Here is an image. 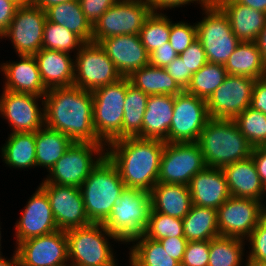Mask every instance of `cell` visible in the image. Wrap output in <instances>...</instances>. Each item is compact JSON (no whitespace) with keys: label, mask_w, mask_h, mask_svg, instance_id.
<instances>
[{"label":"cell","mask_w":266,"mask_h":266,"mask_svg":"<svg viewBox=\"0 0 266 266\" xmlns=\"http://www.w3.org/2000/svg\"><path fill=\"white\" fill-rule=\"evenodd\" d=\"M45 126L73 142L103 143L93 125V94L79 87L49 89L44 95Z\"/></svg>","instance_id":"1"},{"label":"cell","mask_w":266,"mask_h":266,"mask_svg":"<svg viewBox=\"0 0 266 266\" xmlns=\"http://www.w3.org/2000/svg\"><path fill=\"white\" fill-rule=\"evenodd\" d=\"M164 144L158 139L126 137L107 144L106 156L126 187L150 192L158 183Z\"/></svg>","instance_id":"2"},{"label":"cell","mask_w":266,"mask_h":266,"mask_svg":"<svg viewBox=\"0 0 266 266\" xmlns=\"http://www.w3.org/2000/svg\"><path fill=\"white\" fill-rule=\"evenodd\" d=\"M208 168H223L251 157L253 146L234 119L210 118L197 140Z\"/></svg>","instance_id":"3"},{"label":"cell","mask_w":266,"mask_h":266,"mask_svg":"<svg viewBox=\"0 0 266 266\" xmlns=\"http://www.w3.org/2000/svg\"><path fill=\"white\" fill-rule=\"evenodd\" d=\"M116 166L105 156L79 187L91 223H104L125 188Z\"/></svg>","instance_id":"4"},{"label":"cell","mask_w":266,"mask_h":266,"mask_svg":"<svg viewBox=\"0 0 266 266\" xmlns=\"http://www.w3.org/2000/svg\"><path fill=\"white\" fill-rule=\"evenodd\" d=\"M150 211V192L125 187L103 225L127 245L145 233Z\"/></svg>","instance_id":"5"},{"label":"cell","mask_w":266,"mask_h":266,"mask_svg":"<svg viewBox=\"0 0 266 266\" xmlns=\"http://www.w3.org/2000/svg\"><path fill=\"white\" fill-rule=\"evenodd\" d=\"M65 233L69 266H109L118 260L110 240L121 242L102 223H91Z\"/></svg>","instance_id":"6"},{"label":"cell","mask_w":266,"mask_h":266,"mask_svg":"<svg viewBox=\"0 0 266 266\" xmlns=\"http://www.w3.org/2000/svg\"><path fill=\"white\" fill-rule=\"evenodd\" d=\"M126 92L127 77L92 91L94 131L105 145L122 139Z\"/></svg>","instance_id":"7"},{"label":"cell","mask_w":266,"mask_h":266,"mask_svg":"<svg viewBox=\"0 0 266 266\" xmlns=\"http://www.w3.org/2000/svg\"><path fill=\"white\" fill-rule=\"evenodd\" d=\"M106 156L104 143L73 142L48 171L44 181L62 186L80 187Z\"/></svg>","instance_id":"8"},{"label":"cell","mask_w":266,"mask_h":266,"mask_svg":"<svg viewBox=\"0 0 266 266\" xmlns=\"http://www.w3.org/2000/svg\"><path fill=\"white\" fill-rule=\"evenodd\" d=\"M200 9L204 17L196 22L197 39L208 62L224 65L241 41L233 33L226 14L213 0Z\"/></svg>","instance_id":"9"},{"label":"cell","mask_w":266,"mask_h":266,"mask_svg":"<svg viewBox=\"0 0 266 266\" xmlns=\"http://www.w3.org/2000/svg\"><path fill=\"white\" fill-rule=\"evenodd\" d=\"M73 86L87 91L118 81L122 76L97 42H85L74 55Z\"/></svg>","instance_id":"10"},{"label":"cell","mask_w":266,"mask_h":266,"mask_svg":"<svg viewBox=\"0 0 266 266\" xmlns=\"http://www.w3.org/2000/svg\"><path fill=\"white\" fill-rule=\"evenodd\" d=\"M151 10L146 0H119L93 25V42L118 35L139 34Z\"/></svg>","instance_id":"11"},{"label":"cell","mask_w":266,"mask_h":266,"mask_svg":"<svg viewBox=\"0 0 266 266\" xmlns=\"http://www.w3.org/2000/svg\"><path fill=\"white\" fill-rule=\"evenodd\" d=\"M197 142L167 143L162 152L158 183L188 185L190 180L206 168Z\"/></svg>","instance_id":"12"},{"label":"cell","mask_w":266,"mask_h":266,"mask_svg":"<svg viewBox=\"0 0 266 266\" xmlns=\"http://www.w3.org/2000/svg\"><path fill=\"white\" fill-rule=\"evenodd\" d=\"M1 116L11 127L10 133L37 132L45 126L44 96L3 89L0 95Z\"/></svg>","instance_id":"13"},{"label":"cell","mask_w":266,"mask_h":266,"mask_svg":"<svg viewBox=\"0 0 266 266\" xmlns=\"http://www.w3.org/2000/svg\"><path fill=\"white\" fill-rule=\"evenodd\" d=\"M209 119L206 100L185 91L175 95L168 143L197 142Z\"/></svg>","instance_id":"14"},{"label":"cell","mask_w":266,"mask_h":266,"mask_svg":"<svg viewBox=\"0 0 266 266\" xmlns=\"http://www.w3.org/2000/svg\"><path fill=\"white\" fill-rule=\"evenodd\" d=\"M46 21V11L31 4L20 6L0 39H9L16 55H34L42 49Z\"/></svg>","instance_id":"15"},{"label":"cell","mask_w":266,"mask_h":266,"mask_svg":"<svg viewBox=\"0 0 266 266\" xmlns=\"http://www.w3.org/2000/svg\"><path fill=\"white\" fill-rule=\"evenodd\" d=\"M256 79L228 74L224 82L206 101L208 114L214 119H235L247 107Z\"/></svg>","instance_id":"16"},{"label":"cell","mask_w":266,"mask_h":266,"mask_svg":"<svg viewBox=\"0 0 266 266\" xmlns=\"http://www.w3.org/2000/svg\"><path fill=\"white\" fill-rule=\"evenodd\" d=\"M265 214L260 201L230 196L217 209L219 234L246 240Z\"/></svg>","instance_id":"17"},{"label":"cell","mask_w":266,"mask_h":266,"mask_svg":"<svg viewBox=\"0 0 266 266\" xmlns=\"http://www.w3.org/2000/svg\"><path fill=\"white\" fill-rule=\"evenodd\" d=\"M39 186L49 198L58 230L68 231L91 224L79 187L62 186L44 180Z\"/></svg>","instance_id":"18"},{"label":"cell","mask_w":266,"mask_h":266,"mask_svg":"<svg viewBox=\"0 0 266 266\" xmlns=\"http://www.w3.org/2000/svg\"><path fill=\"white\" fill-rule=\"evenodd\" d=\"M23 266H67L68 248L65 231L32 237L14 248Z\"/></svg>","instance_id":"19"},{"label":"cell","mask_w":266,"mask_h":266,"mask_svg":"<svg viewBox=\"0 0 266 266\" xmlns=\"http://www.w3.org/2000/svg\"><path fill=\"white\" fill-rule=\"evenodd\" d=\"M37 187L15 223V245L26 239L47 235L58 230L49 198L40 186Z\"/></svg>","instance_id":"20"},{"label":"cell","mask_w":266,"mask_h":266,"mask_svg":"<svg viewBox=\"0 0 266 266\" xmlns=\"http://www.w3.org/2000/svg\"><path fill=\"white\" fill-rule=\"evenodd\" d=\"M122 77L149 64V54L141 43L139 34L118 35L99 43Z\"/></svg>","instance_id":"21"},{"label":"cell","mask_w":266,"mask_h":266,"mask_svg":"<svg viewBox=\"0 0 266 266\" xmlns=\"http://www.w3.org/2000/svg\"><path fill=\"white\" fill-rule=\"evenodd\" d=\"M19 61L1 62L0 72L4 75L3 89L44 96V86L34 55H18Z\"/></svg>","instance_id":"22"},{"label":"cell","mask_w":266,"mask_h":266,"mask_svg":"<svg viewBox=\"0 0 266 266\" xmlns=\"http://www.w3.org/2000/svg\"><path fill=\"white\" fill-rule=\"evenodd\" d=\"M192 204L218 209L231 195L222 168H208L198 172L189 182Z\"/></svg>","instance_id":"23"},{"label":"cell","mask_w":266,"mask_h":266,"mask_svg":"<svg viewBox=\"0 0 266 266\" xmlns=\"http://www.w3.org/2000/svg\"><path fill=\"white\" fill-rule=\"evenodd\" d=\"M72 56V57H71ZM41 80L47 90L70 87L74 81V57L70 53L42 48L34 54Z\"/></svg>","instance_id":"24"},{"label":"cell","mask_w":266,"mask_h":266,"mask_svg":"<svg viewBox=\"0 0 266 266\" xmlns=\"http://www.w3.org/2000/svg\"><path fill=\"white\" fill-rule=\"evenodd\" d=\"M226 14L235 36L242 42H255L266 23V13L233 0H213Z\"/></svg>","instance_id":"25"},{"label":"cell","mask_w":266,"mask_h":266,"mask_svg":"<svg viewBox=\"0 0 266 266\" xmlns=\"http://www.w3.org/2000/svg\"><path fill=\"white\" fill-rule=\"evenodd\" d=\"M222 170L231 196L261 202L263 184L251 157L226 165Z\"/></svg>","instance_id":"26"},{"label":"cell","mask_w":266,"mask_h":266,"mask_svg":"<svg viewBox=\"0 0 266 266\" xmlns=\"http://www.w3.org/2000/svg\"><path fill=\"white\" fill-rule=\"evenodd\" d=\"M174 101L175 95H149L142 123L143 139H158L168 143Z\"/></svg>","instance_id":"27"},{"label":"cell","mask_w":266,"mask_h":266,"mask_svg":"<svg viewBox=\"0 0 266 266\" xmlns=\"http://www.w3.org/2000/svg\"><path fill=\"white\" fill-rule=\"evenodd\" d=\"M151 210L183 219L192 205L188 185L157 183L150 191Z\"/></svg>","instance_id":"28"},{"label":"cell","mask_w":266,"mask_h":266,"mask_svg":"<svg viewBox=\"0 0 266 266\" xmlns=\"http://www.w3.org/2000/svg\"><path fill=\"white\" fill-rule=\"evenodd\" d=\"M0 147V157L8 167L27 170L36 167L35 132L10 133Z\"/></svg>","instance_id":"29"},{"label":"cell","mask_w":266,"mask_h":266,"mask_svg":"<svg viewBox=\"0 0 266 266\" xmlns=\"http://www.w3.org/2000/svg\"><path fill=\"white\" fill-rule=\"evenodd\" d=\"M224 67L230 75L248 76L256 80L266 77V62L256 42H240Z\"/></svg>","instance_id":"30"},{"label":"cell","mask_w":266,"mask_h":266,"mask_svg":"<svg viewBox=\"0 0 266 266\" xmlns=\"http://www.w3.org/2000/svg\"><path fill=\"white\" fill-rule=\"evenodd\" d=\"M130 84L148 95H178L184 90L165 68L147 64L128 76Z\"/></svg>","instance_id":"31"},{"label":"cell","mask_w":266,"mask_h":266,"mask_svg":"<svg viewBox=\"0 0 266 266\" xmlns=\"http://www.w3.org/2000/svg\"><path fill=\"white\" fill-rule=\"evenodd\" d=\"M47 20L57 23L78 35L84 42L93 41V26L86 19L79 0H71L49 7Z\"/></svg>","instance_id":"32"},{"label":"cell","mask_w":266,"mask_h":266,"mask_svg":"<svg viewBox=\"0 0 266 266\" xmlns=\"http://www.w3.org/2000/svg\"><path fill=\"white\" fill-rule=\"evenodd\" d=\"M72 143L66 134L42 127L35 132L36 167H42L48 172Z\"/></svg>","instance_id":"33"},{"label":"cell","mask_w":266,"mask_h":266,"mask_svg":"<svg viewBox=\"0 0 266 266\" xmlns=\"http://www.w3.org/2000/svg\"><path fill=\"white\" fill-rule=\"evenodd\" d=\"M182 222L184 237L188 241L212 240L220 236L217 209L192 204Z\"/></svg>","instance_id":"34"},{"label":"cell","mask_w":266,"mask_h":266,"mask_svg":"<svg viewBox=\"0 0 266 266\" xmlns=\"http://www.w3.org/2000/svg\"><path fill=\"white\" fill-rule=\"evenodd\" d=\"M129 266H180V263L169 256L162 244L141 235L128 245Z\"/></svg>","instance_id":"35"},{"label":"cell","mask_w":266,"mask_h":266,"mask_svg":"<svg viewBox=\"0 0 266 266\" xmlns=\"http://www.w3.org/2000/svg\"><path fill=\"white\" fill-rule=\"evenodd\" d=\"M149 95L137 89L127 77V92L122 122V138H142V123Z\"/></svg>","instance_id":"36"},{"label":"cell","mask_w":266,"mask_h":266,"mask_svg":"<svg viewBox=\"0 0 266 266\" xmlns=\"http://www.w3.org/2000/svg\"><path fill=\"white\" fill-rule=\"evenodd\" d=\"M245 243L243 239L226 236L209 240L208 266H248L247 261H243Z\"/></svg>","instance_id":"37"},{"label":"cell","mask_w":266,"mask_h":266,"mask_svg":"<svg viewBox=\"0 0 266 266\" xmlns=\"http://www.w3.org/2000/svg\"><path fill=\"white\" fill-rule=\"evenodd\" d=\"M227 75L224 65L207 62L192 75L190 83L184 91L207 101L224 82Z\"/></svg>","instance_id":"38"},{"label":"cell","mask_w":266,"mask_h":266,"mask_svg":"<svg viewBox=\"0 0 266 266\" xmlns=\"http://www.w3.org/2000/svg\"><path fill=\"white\" fill-rule=\"evenodd\" d=\"M171 19L165 13H150L139 32L141 43L148 54L169 42Z\"/></svg>","instance_id":"39"},{"label":"cell","mask_w":266,"mask_h":266,"mask_svg":"<svg viewBox=\"0 0 266 266\" xmlns=\"http://www.w3.org/2000/svg\"><path fill=\"white\" fill-rule=\"evenodd\" d=\"M85 42L67 28L50 21L44 25L42 48L63 51L75 55Z\"/></svg>","instance_id":"40"},{"label":"cell","mask_w":266,"mask_h":266,"mask_svg":"<svg viewBox=\"0 0 266 266\" xmlns=\"http://www.w3.org/2000/svg\"><path fill=\"white\" fill-rule=\"evenodd\" d=\"M234 121L241 134L253 146H266V115L247 107Z\"/></svg>","instance_id":"41"},{"label":"cell","mask_w":266,"mask_h":266,"mask_svg":"<svg viewBox=\"0 0 266 266\" xmlns=\"http://www.w3.org/2000/svg\"><path fill=\"white\" fill-rule=\"evenodd\" d=\"M143 235L157 241L167 237H184L182 219L151 210Z\"/></svg>","instance_id":"42"},{"label":"cell","mask_w":266,"mask_h":266,"mask_svg":"<svg viewBox=\"0 0 266 266\" xmlns=\"http://www.w3.org/2000/svg\"><path fill=\"white\" fill-rule=\"evenodd\" d=\"M250 246L246 253L248 266H259L266 264V214L261 218L259 224L246 239Z\"/></svg>","instance_id":"43"},{"label":"cell","mask_w":266,"mask_h":266,"mask_svg":"<svg viewBox=\"0 0 266 266\" xmlns=\"http://www.w3.org/2000/svg\"><path fill=\"white\" fill-rule=\"evenodd\" d=\"M197 39L196 22L193 25L188 21L171 20L169 42L177 55L183 53Z\"/></svg>","instance_id":"44"},{"label":"cell","mask_w":266,"mask_h":266,"mask_svg":"<svg viewBox=\"0 0 266 266\" xmlns=\"http://www.w3.org/2000/svg\"><path fill=\"white\" fill-rule=\"evenodd\" d=\"M209 240L188 241L180 266H208Z\"/></svg>","instance_id":"45"},{"label":"cell","mask_w":266,"mask_h":266,"mask_svg":"<svg viewBox=\"0 0 266 266\" xmlns=\"http://www.w3.org/2000/svg\"><path fill=\"white\" fill-rule=\"evenodd\" d=\"M178 56L187 66L188 72H191L192 74L197 72L208 62L203 46L198 39Z\"/></svg>","instance_id":"46"},{"label":"cell","mask_w":266,"mask_h":266,"mask_svg":"<svg viewBox=\"0 0 266 266\" xmlns=\"http://www.w3.org/2000/svg\"><path fill=\"white\" fill-rule=\"evenodd\" d=\"M119 0H79L81 10L93 26L96 21Z\"/></svg>","instance_id":"47"},{"label":"cell","mask_w":266,"mask_h":266,"mask_svg":"<svg viewBox=\"0 0 266 266\" xmlns=\"http://www.w3.org/2000/svg\"><path fill=\"white\" fill-rule=\"evenodd\" d=\"M165 70L183 90L187 88L193 75L188 72L187 66L179 56L169 63Z\"/></svg>","instance_id":"48"},{"label":"cell","mask_w":266,"mask_h":266,"mask_svg":"<svg viewBox=\"0 0 266 266\" xmlns=\"http://www.w3.org/2000/svg\"><path fill=\"white\" fill-rule=\"evenodd\" d=\"M210 1L211 0H146L152 13H164L166 9H175L194 2L195 5L197 3V5L199 4L200 7H202L207 5Z\"/></svg>","instance_id":"49"},{"label":"cell","mask_w":266,"mask_h":266,"mask_svg":"<svg viewBox=\"0 0 266 266\" xmlns=\"http://www.w3.org/2000/svg\"><path fill=\"white\" fill-rule=\"evenodd\" d=\"M176 57H178V55L171 47L170 42H165V44L149 54V64L156 67L165 68Z\"/></svg>","instance_id":"50"},{"label":"cell","mask_w":266,"mask_h":266,"mask_svg":"<svg viewBox=\"0 0 266 266\" xmlns=\"http://www.w3.org/2000/svg\"><path fill=\"white\" fill-rule=\"evenodd\" d=\"M159 242L169 253V256L181 264L188 240L185 237H167L159 240Z\"/></svg>","instance_id":"51"},{"label":"cell","mask_w":266,"mask_h":266,"mask_svg":"<svg viewBox=\"0 0 266 266\" xmlns=\"http://www.w3.org/2000/svg\"><path fill=\"white\" fill-rule=\"evenodd\" d=\"M250 107L266 115V77L256 80Z\"/></svg>","instance_id":"52"},{"label":"cell","mask_w":266,"mask_h":266,"mask_svg":"<svg viewBox=\"0 0 266 266\" xmlns=\"http://www.w3.org/2000/svg\"><path fill=\"white\" fill-rule=\"evenodd\" d=\"M19 7L13 0H0V37L9 28Z\"/></svg>","instance_id":"53"},{"label":"cell","mask_w":266,"mask_h":266,"mask_svg":"<svg viewBox=\"0 0 266 266\" xmlns=\"http://www.w3.org/2000/svg\"><path fill=\"white\" fill-rule=\"evenodd\" d=\"M251 158L264 185L266 183V146L253 147Z\"/></svg>","instance_id":"54"},{"label":"cell","mask_w":266,"mask_h":266,"mask_svg":"<svg viewBox=\"0 0 266 266\" xmlns=\"http://www.w3.org/2000/svg\"><path fill=\"white\" fill-rule=\"evenodd\" d=\"M234 2L248 6L252 9H256L266 13V0H233Z\"/></svg>","instance_id":"55"},{"label":"cell","mask_w":266,"mask_h":266,"mask_svg":"<svg viewBox=\"0 0 266 266\" xmlns=\"http://www.w3.org/2000/svg\"><path fill=\"white\" fill-rule=\"evenodd\" d=\"M71 0H30L32 6L38 7L46 11L49 7L58 5L60 3L68 2Z\"/></svg>","instance_id":"56"},{"label":"cell","mask_w":266,"mask_h":266,"mask_svg":"<svg viewBox=\"0 0 266 266\" xmlns=\"http://www.w3.org/2000/svg\"><path fill=\"white\" fill-rule=\"evenodd\" d=\"M255 42L263 60L266 62V23L264 28L260 31Z\"/></svg>","instance_id":"57"},{"label":"cell","mask_w":266,"mask_h":266,"mask_svg":"<svg viewBox=\"0 0 266 266\" xmlns=\"http://www.w3.org/2000/svg\"><path fill=\"white\" fill-rule=\"evenodd\" d=\"M13 252V256L8 260L7 257L0 256V266H23L16 250Z\"/></svg>","instance_id":"58"},{"label":"cell","mask_w":266,"mask_h":266,"mask_svg":"<svg viewBox=\"0 0 266 266\" xmlns=\"http://www.w3.org/2000/svg\"><path fill=\"white\" fill-rule=\"evenodd\" d=\"M266 197V183L263 185V195H262V199H261V204L263 209L266 211V200L264 199ZM265 200V202H264Z\"/></svg>","instance_id":"59"},{"label":"cell","mask_w":266,"mask_h":266,"mask_svg":"<svg viewBox=\"0 0 266 266\" xmlns=\"http://www.w3.org/2000/svg\"><path fill=\"white\" fill-rule=\"evenodd\" d=\"M13 1L18 3L20 6L30 4V0H13Z\"/></svg>","instance_id":"60"},{"label":"cell","mask_w":266,"mask_h":266,"mask_svg":"<svg viewBox=\"0 0 266 266\" xmlns=\"http://www.w3.org/2000/svg\"><path fill=\"white\" fill-rule=\"evenodd\" d=\"M0 225H1V223H0ZM1 229H2V228H1V226H0V256H2V252H1V247H2V246H1V244H2V243H1V239H2V238H1V237H2V235H1Z\"/></svg>","instance_id":"61"},{"label":"cell","mask_w":266,"mask_h":266,"mask_svg":"<svg viewBox=\"0 0 266 266\" xmlns=\"http://www.w3.org/2000/svg\"><path fill=\"white\" fill-rule=\"evenodd\" d=\"M118 263H117V261H115V262H113L111 265H109V266H118L117 265Z\"/></svg>","instance_id":"62"}]
</instances>
